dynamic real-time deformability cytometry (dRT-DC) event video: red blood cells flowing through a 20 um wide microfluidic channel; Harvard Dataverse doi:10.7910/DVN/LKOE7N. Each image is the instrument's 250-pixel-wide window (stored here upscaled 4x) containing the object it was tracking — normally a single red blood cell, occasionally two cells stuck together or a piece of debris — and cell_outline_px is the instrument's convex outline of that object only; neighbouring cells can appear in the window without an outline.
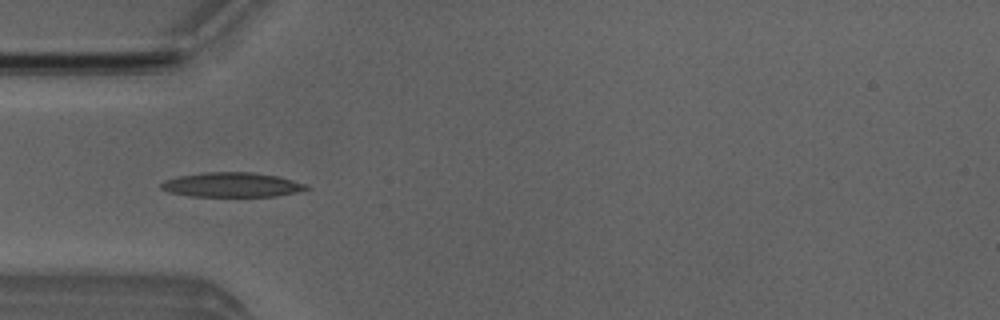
{"species": "Egyptian fruit bat (a non-hibernating species)", "species_latin": "Rousettus aegyptiacus", "temperature_condition": "room temperature", "stored_images_in_passage": 39, "camera_frame_rate_fps": 3000, "um_per_image_px": 0.085, "animal": {"sex": "male"}, "frame": {"image": 1, "passage_image": 4, "time_ms": 1.0, "image_size_px": [1000, 320], "cell_outline_px": [[312, 188], [296, 192], [276, 196], [188, 196], [168, 192], [160, 188], [160, 184], [164, 180], [176, 176], [204, 172], [252, 172], [280, 176], [308, 184]], "centroid_in_image_um": [19.72, 15.7], "position_along_channel_um": 65.3, "area_um2": 21.1}}
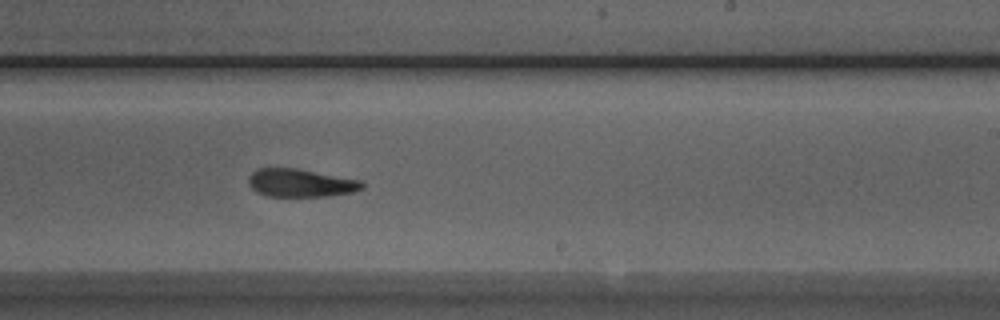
{"frame": {"image": 2, "passage_image": 19, "time_ms": 6.0, "image_size_px": [1000, 320], "cell_outline_px": [[364, 188], [352, 192], [324, 196], [268, 196], [256, 192], [248, 184], [248, 176], [256, 168], [300, 168], [364, 180]], "centroid_in_image_um": [25.57, 15.53], "position_along_channel_um": 263.4, "area_um2": 18.9}}
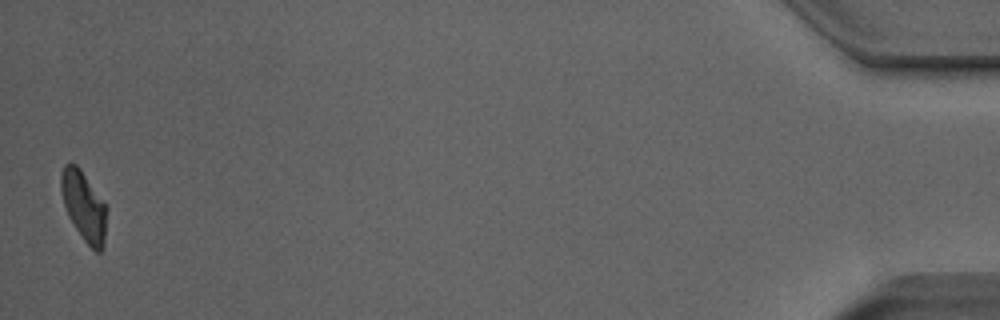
{"frame": {"image": 3, "passage_image": 39, "time_ms": 12.667, "image_size_px": [1000, 320], "cell_outline_px": [[108, 208], [104, 248], [100, 252], [96, 252], [84, 240], [68, 216], [64, 204], [60, 188], [60, 176], [64, 164], [76, 164], [80, 168]], "centroid_in_image_um": [7.15, 17.54], "position_along_channel_um": 428.1, "area_um2": 18.55}, "authors_computed_cell_mechanics": {"area_um2": 19.1896, "velocity_mm_per_s": 3.9756, "shape_relaxation_time_tau1_ms": 8.1683, "shape_relaxation_time_tau2_ms": 3.3947, "deformation_change_tau1": 0.2232, "deformation_change_tau2": 0.1121}}